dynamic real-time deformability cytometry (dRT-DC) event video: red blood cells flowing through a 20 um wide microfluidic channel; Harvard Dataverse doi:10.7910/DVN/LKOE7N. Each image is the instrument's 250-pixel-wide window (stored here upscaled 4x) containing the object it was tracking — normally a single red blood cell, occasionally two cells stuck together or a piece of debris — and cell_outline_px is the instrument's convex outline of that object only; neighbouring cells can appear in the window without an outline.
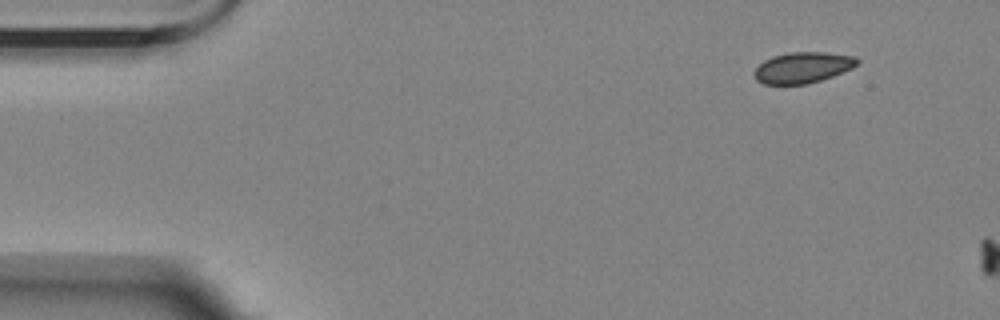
{"species": "Egyptian fruit bat (a non-hibernating species)", "species_latin": "Rousettus aegyptiacus", "temperature_condition": "room temperature", "stored_images_in_passage": 2, "camera_frame_rate_fps": 3000, "um_per_image_px": 0.085, "animal": {"sex": "female"}, "frame": {"image": 1, "passage_image": 1, "time_ms": 0.0, "image_size_px": [1000, 320], "cell_outline_px": [[860, 60], [852, 68], [832, 76], [808, 84], [764, 84], [756, 80], [752, 76], [752, 72], [764, 60], [772, 56], [788, 52], [824, 52], [856, 56]], "centroid_in_image_um": [68.2, 5.74], "position_along_channel_um": 16.8, "area_um2": 18.67}}